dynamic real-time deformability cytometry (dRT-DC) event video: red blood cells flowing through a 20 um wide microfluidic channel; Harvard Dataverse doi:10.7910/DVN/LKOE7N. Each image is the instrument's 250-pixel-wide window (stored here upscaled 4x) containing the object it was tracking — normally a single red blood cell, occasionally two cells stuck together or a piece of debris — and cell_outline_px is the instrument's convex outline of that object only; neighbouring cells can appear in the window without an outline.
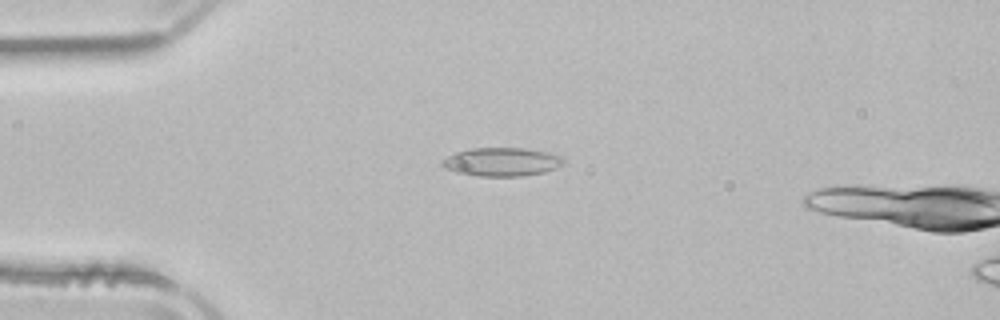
{"species": "common noctule bat (a hibernating species)", "species_latin": "Nyctalus noctula", "temperature_condition": "room temperature", "stored_images_in_passage": 10, "camera_frame_rate_fps": 3000, "um_per_image_px": 0.085, "animal": {"sex": "male", "body_mass_g": 21.5, "forearm_length_mm": 52.0}, "frame": {"image": 1, "passage_image": 7, "time_ms": 2.0, "image_size_px": [1000, 320], "cell_outline_px": [[564, 164], [556, 168], [544, 172], [520, 176], [480, 176], [456, 172], [444, 168], [440, 164], [440, 160], [456, 152], [468, 148], [524, 148], [548, 152], [560, 156], [564, 160]], "centroid_in_image_um": [42.62, 13.75], "position_along_channel_um": 42.4, "area_um2": 20.23}}